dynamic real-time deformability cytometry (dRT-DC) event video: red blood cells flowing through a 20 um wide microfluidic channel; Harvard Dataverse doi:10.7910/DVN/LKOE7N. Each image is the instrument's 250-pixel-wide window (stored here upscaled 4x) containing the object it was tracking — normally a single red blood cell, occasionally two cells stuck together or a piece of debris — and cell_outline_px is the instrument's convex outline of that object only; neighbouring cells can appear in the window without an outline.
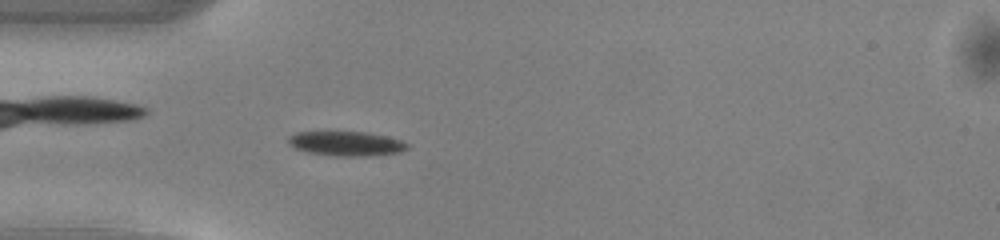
{"species": "common noctule bat (a hibernating species)", "species_latin": "Nyctalus noctula", "temperature_condition": "warm", "stored_images_in_passage": 49, "camera_frame_rate_fps": 3000, "um_per_image_px": 0.085, "animal": {"sex": "male", "body_mass_g": 13.0, "forearm_length_mm": 53.1}, "frame": {"image": 1, "passage_image": 14, "time_ms": 4.333, "image_size_px": [1000, 240], "cell_outline_px": [[412, 144], [408, 148], [400, 152], [368, 156], [336, 156], [308, 152], [296, 148], [288, 144], [288, 136], [296, 132], [368, 132], [388, 136]], "centroid_in_image_um": [29.47, 12.2], "position_along_channel_um": 55.5, "area_um2": 17.11}}
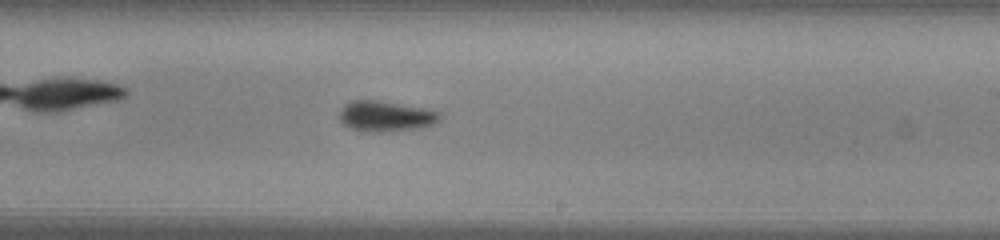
{"frame": {"image": 2, "passage_image": 29, "time_ms": 9.333, "image_size_px": [1000, 240], "cell_outline_px": [[440, 120], [432, 124], [412, 128], [380, 132], [364, 132], [352, 128], [344, 124], [340, 120], [340, 108], [344, 104], [352, 100], [376, 100], [432, 108], [440, 112]], "centroid_in_image_um": [32.78, 9.85], "position_along_channel_um": 256.2, "area_um2": 17.92}}
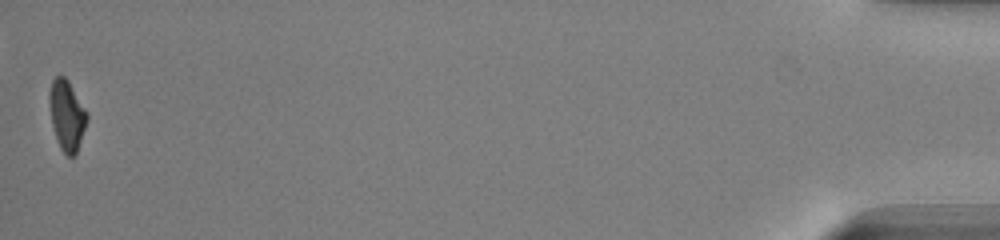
{"frame": {"image": 3, "passage_image": 49, "time_ms": 16.0, "image_size_px": [1000, 240], "cell_outline_px": [[88, 120], [76, 152], [72, 156], [68, 156], [60, 148], [52, 124], [48, 100], [48, 96], [52, 80], [56, 76], [64, 76], [68, 80], [88, 112]], "centroid_in_image_um": [5.68, 9.76], "position_along_channel_um": 429.5, "area_um2": 15.32}, "authors_computed_cell_mechanics": {"area_um2": 16.473, "velocity_mm_per_s": 4.121, "shape_relaxation_time_tau1_ms": 2.5812, "shape_relaxation_time_tau2_ms": null, "deformation_change_tau1": 0.1103, "deformation_change_tau2": null}}